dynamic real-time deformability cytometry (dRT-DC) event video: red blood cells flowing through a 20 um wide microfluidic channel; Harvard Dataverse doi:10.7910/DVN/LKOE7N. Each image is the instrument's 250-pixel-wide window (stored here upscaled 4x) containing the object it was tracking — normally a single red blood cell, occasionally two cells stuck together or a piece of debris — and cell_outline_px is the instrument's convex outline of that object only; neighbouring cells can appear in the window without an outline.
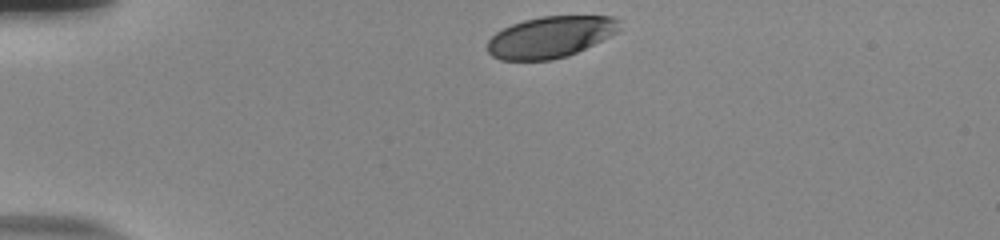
{"species": "human", "species_latin": "Homo sapiens", "temperature_condition": "room temperature", "stored_images_in_passage": 35, "camera_frame_rate_fps": 3000, "um_per_image_px": 0.085, "donor": {"sex": "male"}, "frame": {"image": 1, "passage_image": 1, "time_ms": 0.0, "image_size_px": [1000, 240], "cell_outline_px": [[620, 28], [616, 32], [568, 56], [552, 60], [500, 60], [492, 56], [488, 52], [488, 40], [496, 32], [512, 24], [524, 20], [540, 16], [612, 16], [620, 20]], "centroid_in_image_um": [46.76, 3.14], "position_along_channel_um": 38.2, "area_um2": 31.62}}
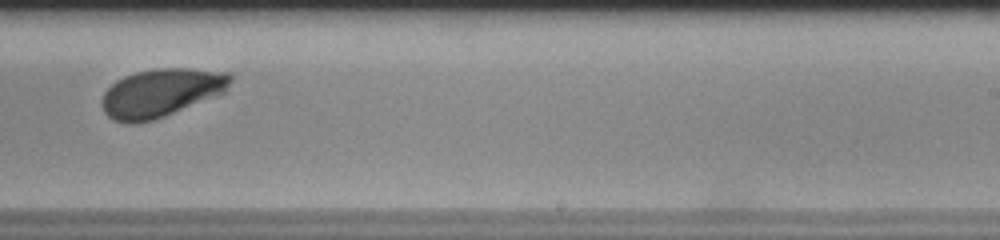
{"frame": {"image": 2, "passage_image": 24, "time_ms": 7.667, "image_size_px": [1000, 240], "cell_outline_px": [[232, 80], [224, 92], [164, 116], [152, 120], [136, 124], [128, 124], [112, 120], [104, 112], [100, 104], [100, 100], [104, 92], [116, 80], [124, 76], [136, 72], [156, 68], [184, 68], [232, 72]], "centroid_in_image_um": [13.65, 7.88], "position_along_channel_um": 275.4, "area_um2": 36.18}}
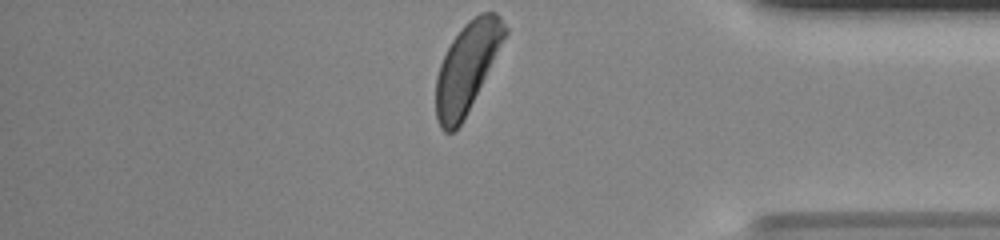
{"frame": {"image": 3, "passage_image": 35, "time_ms": 11.333, "image_size_px": [1000, 240], "cell_outline_px": [[508, 32], [464, 120], [452, 132], [444, 132], [440, 128], [436, 120], [436, 76], [440, 64], [452, 40], [464, 24], [468, 20], [480, 12], [496, 12], [500, 16], [508, 28]], "centroid_in_image_um": [39.69, 5.72], "position_along_channel_um": 395.5, "area_um2": 35.66}, "authors_computed_cell_mechanics": {"area_um2": 36.0672, "velocity_mm_per_s": 3.7836, "shape_relaxation_time_tau1_ms": 3.6137, "shape_relaxation_time_tau2_ms": null, "deformation_change_tau1": 0.1593, "deformation_change_tau2": null}}